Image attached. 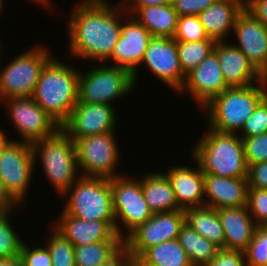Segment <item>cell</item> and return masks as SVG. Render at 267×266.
I'll return each instance as SVG.
<instances>
[{"mask_svg": "<svg viewBox=\"0 0 267 266\" xmlns=\"http://www.w3.org/2000/svg\"><path fill=\"white\" fill-rule=\"evenodd\" d=\"M132 16L147 28L152 37L173 38L175 35L179 16L171 3L142 7Z\"/></svg>", "mask_w": 267, "mask_h": 266, "instance_id": "obj_26", "label": "cell"}, {"mask_svg": "<svg viewBox=\"0 0 267 266\" xmlns=\"http://www.w3.org/2000/svg\"><path fill=\"white\" fill-rule=\"evenodd\" d=\"M185 222L208 241L224 249L225 235L217 209L202 206L184 210Z\"/></svg>", "mask_w": 267, "mask_h": 266, "instance_id": "obj_27", "label": "cell"}, {"mask_svg": "<svg viewBox=\"0 0 267 266\" xmlns=\"http://www.w3.org/2000/svg\"><path fill=\"white\" fill-rule=\"evenodd\" d=\"M178 241L193 266H204L210 263L220 250L217 245L201 236L186 222L180 229Z\"/></svg>", "mask_w": 267, "mask_h": 266, "instance_id": "obj_30", "label": "cell"}, {"mask_svg": "<svg viewBox=\"0 0 267 266\" xmlns=\"http://www.w3.org/2000/svg\"><path fill=\"white\" fill-rule=\"evenodd\" d=\"M12 141L6 136L3 130L0 129V155L3 153L7 145Z\"/></svg>", "mask_w": 267, "mask_h": 266, "instance_id": "obj_48", "label": "cell"}, {"mask_svg": "<svg viewBox=\"0 0 267 266\" xmlns=\"http://www.w3.org/2000/svg\"><path fill=\"white\" fill-rule=\"evenodd\" d=\"M208 128L192 150L201 171L218 177L247 178L248 166L241 137Z\"/></svg>", "mask_w": 267, "mask_h": 266, "instance_id": "obj_3", "label": "cell"}, {"mask_svg": "<svg viewBox=\"0 0 267 266\" xmlns=\"http://www.w3.org/2000/svg\"><path fill=\"white\" fill-rule=\"evenodd\" d=\"M120 266H141L136 260L126 258Z\"/></svg>", "mask_w": 267, "mask_h": 266, "instance_id": "obj_50", "label": "cell"}, {"mask_svg": "<svg viewBox=\"0 0 267 266\" xmlns=\"http://www.w3.org/2000/svg\"><path fill=\"white\" fill-rule=\"evenodd\" d=\"M266 95L267 90L259 83L225 89L202 107L207 112L208 126L219 132L240 133Z\"/></svg>", "mask_w": 267, "mask_h": 266, "instance_id": "obj_4", "label": "cell"}, {"mask_svg": "<svg viewBox=\"0 0 267 266\" xmlns=\"http://www.w3.org/2000/svg\"><path fill=\"white\" fill-rule=\"evenodd\" d=\"M224 230V249L244 251L257 227L247 206L217 209Z\"/></svg>", "mask_w": 267, "mask_h": 266, "instance_id": "obj_24", "label": "cell"}, {"mask_svg": "<svg viewBox=\"0 0 267 266\" xmlns=\"http://www.w3.org/2000/svg\"><path fill=\"white\" fill-rule=\"evenodd\" d=\"M176 41L195 42L213 40L207 35L198 15L179 16L177 28L173 37Z\"/></svg>", "mask_w": 267, "mask_h": 266, "instance_id": "obj_33", "label": "cell"}, {"mask_svg": "<svg viewBox=\"0 0 267 266\" xmlns=\"http://www.w3.org/2000/svg\"><path fill=\"white\" fill-rule=\"evenodd\" d=\"M4 6H5L4 0H0V13L2 10H4Z\"/></svg>", "mask_w": 267, "mask_h": 266, "instance_id": "obj_52", "label": "cell"}, {"mask_svg": "<svg viewBox=\"0 0 267 266\" xmlns=\"http://www.w3.org/2000/svg\"><path fill=\"white\" fill-rule=\"evenodd\" d=\"M18 205L11 199L5 191L2 180L0 179V215L11 213Z\"/></svg>", "mask_w": 267, "mask_h": 266, "instance_id": "obj_45", "label": "cell"}, {"mask_svg": "<svg viewBox=\"0 0 267 266\" xmlns=\"http://www.w3.org/2000/svg\"><path fill=\"white\" fill-rule=\"evenodd\" d=\"M215 0H171V5L178 16L198 15Z\"/></svg>", "mask_w": 267, "mask_h": 266, "instance_id": "obj_40", "label": "cell"}, {"mask_svg": "<svg viewBox=\"0 0 267 266\" xmlns=\"http://www.w3.org/2000/svg\"><path fill=\"white\" fill-rule=\"evenodd\" d=\"M0 266H22L20 255L0 258Z\"/></svg>", "mask_w": 267, "mask_h": 266, "instance_id": "obj_46", "label": "cell"}, {"mask_svg": "<svg viewBox=\"0 0 267 266\" xmlns=\"http://www.w3.org/2000/svg\"><path fill=\"white\" fill-rule=\"evenodd\" d=\"M46 246L50 252L52 266H76L74 245L52 228Z\"/></svg>", "mask_w": 267, "mask_h": 266, "instance_id": "obj_32", "label": "cell"}, {"mask_svg": "<svg viewBox=\"0 0 267 266\" xmlns=\"http://www.w3.org/2000/svg\"><path fill=\"white\" fill-rule=\"evenodd\" d=\"M214 45V40L177 41L178 58L183 73L186 74L196 68L214 50Z\"/></svg>", "mask_w": 267, "mask_h": 266, "instance_id": "obj_31", "label": "cell"}, {"mask_svg": "<svg viewBox=\"0 0 267 266\" xmlns=\"http://www.w3.org/2000/svg\"><path fill=\"white\" fill-rule=\"evenodd\" d=\"M142 63L173 91L178 92L180 90L185 74L181 70L177 41L174 38L152 37Z\"/></svg>", "mask_w": 267, "mask_h": 266, "instance_id": "obj_16", "label": "cell"}, {"mask_svg": "<svg viewBox=\"0 0 267 266\" xmlns=\"http://www.w3.org/2000/svg\"><path fill=\"white\" fill-rule=\"evenodd\" d=\"M233 32L238 40L234 45L259 70L267 58V28L244 8L235 21Z\"/></svg>", "mask_w": 267, "mask_h": 266, "instance_id": "obj_19", "label": "cell"}, {"mask_svg": "<svg viewBox=\"0 0 267 266\" xmlns=\"http://www.w3.org/2000/svg\"><path fill=\"white\" fill-rule=\"evenodd\" d=\"M76 266H109L123 252V241H103L74 246Z\"/></svg>", "mask_w": 267, "mask_h": 266, "instance_id": "obj_28", "label": "cell"}, {"mask_svg": "<svg viewBox=\"0 0 267 266\" xmlns=\"http://www.w3.org/2000/svg\"><path fill=\"white\" fill-rule=\"evenodd\" d=\"M10 214L0 215V258L19 255L23 244L21 236H18L11 225Z\"/></svg>", "mask_w": 267, "mask_h": 266, "instance_id": "obj_35", "label": "cell"}, {"mask_svg": "<svg viewBox=\"0 0 267 266\" xmlns=\"http://www.w3.org/2000/svg\"><path fill=\"white\" fill-rule=\"evenodd\" d=\"M164 173L170 180L181 210L204 206V173L198 164L197 169L172 166Z\"/></svg>", "mask_w": 267, "mask_h": 266, "instance_id": "obj_22", "label": "cell"}, {"mask_svg": "<svg viewBox=\"0 0 267 266\" xmlns=\"http://www.w3.org/2000/svg\"><path fill=\"white\" fill-rule=\"evenodd\" d=\"M34 170L32 145L12 139L0 155V179L5 191L18 206L26 201Z\"/></svg>", "mask_w": 267, "mask_h": 266, "instance_id": "obj_11", "label": "cell"}, {"mask_svg": "<svg viewBox=\"0 0 267 266\" xmlns=\"http://www.w3.org/2000/svg\"><path fill=\"white\" fill-rule=\"evenodd\" d=\"M184 223V210L153 214L149 220L138 225L123 239L125 256L136 260L146 249L178 239Z\"/></svg>", "mask_w": 267, "mask_h": 266, "instance_id": "obj_12", "label": "cell"}, {"mask_svg": "<svg viewBox=\"0 0 267 266\" xmlns=\"http://www.w3.org/2000/svg\"><path fill=\"white\" fill-rule=\"evenodd\" d=\"M54 56L45 64L32 94L34 101L60 126L78 103V70Z\"/></svg>", "mask_w": 267, "mask_h": 266, "instance_id": "obj_2", "label": "cell"}, {"mask_svg": "<svg viewBox=\"0 0 267 266\" xmlns=\"http://www.w3.org/2000/svg\"><path fill=\"white\" fill-rule=\"evenodd\" d=\"M2 103L7 106L9 119L21 136L18 141L32 144L53 136L60 129V125L32 97H12Z\"/></svg>", "mask_w": 267, "mask_h": 266, "instance_id": "obj_13", "label": "cell"}, {"mask_svg": "<svg viewBox=\"0 0 267 266\" xmlns=\"http://www.w3.org/2000/svg\"><path fill=\"white\" fill-rule=\"evenodd\" d=\"M247 207L257 226H267V189L249 188Z\"/></svg>", "mask_w": 267, "mask_h": 266, "instance_id": "obj_38", "label": "cell"}, {"mask_svg": "<svg viewBox=\"0 0 267 266\" xmlns=\"http://www.w3.org/2000/svg\"><path fill=\"white\" fill-rule=\"evenodd\" d=\"M122 4L125 12L128 15H133L139 8L151 5H165L170 4L171 0H123L119 2Z\"/></svg>", "mask_w": 267, "mask_h": 266, "instance_id": "obj_44", "label": "cell"}, {"mask_svg": "<svg viewBox=\"0 0 267 266\" xmlns=\"http://www.w3.org/2000/svg\"><path fill=\"white\" fill-rule=\"evenodd\" d=\"M259 84H261L267 90V58L266 62L258 70Z\"/></svg>", "mask_w": 267, "mask_h": 266, "instance_id": "obj_47", "label": "cell"}, {"mask_svg": "<svg viewBox=\"0 0 267 266\" xmlns=\"http://www.w3.org/2000/svg\"><path fill=\"white\" fill-rule=\"evenodd\" d=\"M204 266H247L243 251L220 249L216 257Z\"/></svg>", "mask_w": 267, "mask_h": 266, "instance_id": "obj_41", "label": "cell"}, {"mask_svg": "<svg viewBox=\"0 0 267 266\" xmlns=\"http://www.w3.org/2000/svg\"><path fill=\"white\" fill-rule=\"evenodd\" d=\"M55 222L53 228L74 246L103 241H123L107 221L83 220L60 211Z\"/></svg>", "mask_w": 267, "mask_h": 266, "instance_id": "obj_18", "label": "cell"}, {"mask_svg": "<svg viewBox=\"0 0 267 266\" xmlns=\"http://www.w3.org/2000/svg\"><path fill=\"white\" fill-rule=\"evenodd\" d=\"M62 195L67 197L63 212L83 220L107 221L115 229L110 179L80 176Z\"/></svg>", "mask_w": 267, "mask_h": 266, "instance_id": "obj_6", "label": "cell"}, {"mask_svg": "<svg viewBox=\"0 0 267 266\" xmlns=\"http://www.w3.org/2000/svg\"><path fill=\"white\" fill-rule=\"evenodd\" d=\"M34 2V4L36 3L37 5H39V6H43L45 9L47 8V9H51V8H53L52 7V2L51 1H49V0H30V2Z\"/></svg>", "mask_w": 267, "mask_h": 266, "instance_id": "obj_49", "label": "cell"}, {"mask_svg": "<svg viewBox=\"0 0 267 266\" xmlns=\"http://www.w3.org/2000/svg\"><path fill=\"white\" fill-rule=\"evenodd\" d=\"M114 133L72 139L81 176L110 179L123 175L116 173L120 149Z\"/></svg>", "mask_w": 267, "mask_h": 266, "instance_id": "obj_9", "label": "cell"}, {"mask_svg": "<svg viewBox=\"0 0 267 266\" xmlns=\"http://www.w3.org/2000/svg\"><path fill=\"white\" fill-rule=\"evenodd\" d=\"M124 252L109 266H120L121 263L126 259Z\"/></svg>", "mask_w": 267, "mask_h": 266, "instance_id": "obj_51", "label": "cell"}, {"mask_svg": "<svg viewBox=\"0 0 267 266\" xmlns=\"http://www.w3.org/2000/svg\"><path fill=\"white\" fill-rule=\"evenodd\" d=\"M228 88L217 53L213 50L196 68L185 74L183 85L177 93L188 92L202 109L213 97Z\"/></svg>", "mask_w": 267, "mask_h": 266, "instance_id": "obj_17", "label": "cell"}, {"mask_svg": "<svg viewBox=\"0 0 267 266\" xmlns=\"http://www.w3.org/2000/svg\"><path fill=\"white\" fill-rule=\"evenodd\" d=\"M134 179V180H133ZM130 178L125 174L110 178L113 211L115 215V230L118 236L125 238L138 225L149 220L153 213L145 202L141 187V179ZM126 233H122L121 225ZM121 221V222H120Z\"/></svg>", "mask_w": 267, "mask_h": 266, "instance_id": "obj_10", "label": "cell"}, {"mask_svg": "<svg viewBox=\"0 0 267 266\" xmlns=\"http://www.w3.org/2000/svg\"><path fill=\"white\" fill-rule=\"evenodd\" d=\"M245 8V0H215V2L198 14L200 23L210 39L215 42L225 41L233 31L238 15ZM228 35V36H227Z\"/></svg>", "mask_w": 267, "mask_h": 266, "instance_id": "obj_23", "label": "cell"}, {"mask_svg": "<svg viewBox=\"0 0 267 266\" xmlns=\"http://www.w3.org/2000/svg\"><path fill=\"white\" fill-rule=\"evenodd\" d=\"M248 179L204 174V206L214 209L247 206ZM207 196V197H206Z\"/></svg>", "mask_w": 267, "mask_h": 266, "instance_id": "obj_20", "label": "cell"}, {"mask_svg": "<svg viewBox=\"0 0 267 266\" xmlns=\"http://www.w3.org/2000/svg\"><path fill=\"white\" fill-rule=\"evenodd\" d=\"M151 38L152 35L147 28L133 16L128 15L122 21L121 34L117 44L104 63L106 64L110 60L113 61V66L128 69L133 75L136 86L139 74L137 66L141 65Z\"/></svg>", "mask_w": 267, "mask_h": 266, "instance_id": "obj_15", "label": "cell"}, {"mask_svg": "<svg viewBox=\"0 0 267 266\" xmlns=\"http://www.w3.org/2000/svg\"><path fill=\"white\" fill-rule=\"evenodd\" d=\"M245 9L267 28V0H245Z\"/></svg>", "mask_w": 267, "mask_h": 266, "instance_id": "obj_43", "label": "cell"}, {"mask_svg": "<svg viewBox=\"0 0 267 266\" xmlns=\"http://www.w3.org/2000/svg\"><path fill=\"white\" fill-rule=\"evenodd\" d=\"M247 266H267V226H257L251 242L243 251Z\"/></svg>", "mask_w": 267, "mask_h": 266, "instance_id": "obj_34", "label": "cell"}, {"mask_svg": "<svg viewBox=\"0 0 267 266\" xmlns=\"http://www.w3.org/2000/svg\"><path fill=\"white\" fill-rule=\"evenodd\" d=\"M141 187L145 202L153 214L181 210L165 173L157 171L144 174Z\"/></svg>", "mask_w": 267, "mask_h": 266, "instance_id": "obj_25", "label": "cell"}, {"mask_svg": "<svg viewBox=\"0 0 267 266\" xmlns=\"http://www.w3.org/2000/svg\"><path fill=\"white\" fill-rule=\"evenodd\" d=\"M80 72L78 103L110 104L128 95L135 88L132 73L125 68L105 65Z\"/></svg>", "mask_w": 267, "mask_h": 266, "instance_id": "obj_7", "label": "cell"}, {"mask_svg": "<svg viewBox=\"0 0 267 266\" xmlns=\"http://www.w3.org/2000/svg\"><path fill=\"white\" fill-rule=\"evenodd\" d=\"M19 255L22 266H52V259L46 245L30 248L23 242Z\"/></svg>", "mask_w": 267, "mask_h": 266, "instance_id": "obj_39", "label": "cell"}, {"mask_svg": "<svg viewBox=\"0 0 267 266\" xmlns=\"http://www.w3.org/2000/svg\"><path fill=\"white\" fill-rule=\"evenodd\" d=\"M52 57L45 45L38 44L20 53L6 67L0 65V102L12 97H31L43 67Z\"/></svg>", "mask_w": 267, "mask_h": 266, "instance_id": "obj_8", "label": "cell"}, {"mask_svg": "<svg viewBox=\"0 0 267 266\" xmlns=\"http://www.w3.org/2000/svg\"><path fill=\"white\" fill-rule=\"evenodd\" d=\"M247 179L249 188L267 189V161L250 165Z\"/></svg>", "mask_w": 267, "mask_h": 266, "instance_id": "obj_42", "label": "cell"}, {"mask_svg": "<svg viewBox=\"0 0 267 266\" xmlns=\"http://www.w3.org/2000/svg\"><path fill=\"white\" fill-rule=\"evenodd\" d=\"M267 132V95L259 102L251 117L245 121L241 128V133H237L241 138L260 135Z\"/></svg>", "mask_w": 267, "mask_h": 266, "instance_id": "obj_36", "label": "cell"}, {"mask_svg": "<svg viewBox=\"0 0 267 266\" xmlns=\"http://www.w3.org/2000/svg\"><path fill=\"white\" fill-rule=\"evenodd\" d=\"M117 4L111 5L107 0L77 3L67 23L68 51L73 59L104 62L111 55L121 34L122 21L128 16L122 4Z\"/></svg>", "mask_w": 267, "mask_h": 266, "instance_id": "obj_1", "label": "cell"}, {"mask_svg": "<svg viewBox=\"0 0 267 266\" xmlns=\"http://www.w3.org/2000/svg\"><path fill=\"white\" fill-rule=\"evenodd\" d=\"M31 145L35 167L36 160L41 159L49 184L62 195L81 176L74 141L60 128L53 136Z\"/></svg>", "mask_w": 267, "mask_h": 266, "instance_id": "obj_5", "label": "cell"}, {"mask_svg": "<svg viewBox=\"0 0 267 266\" xmlns=\"http://www.w3.org/2000/svg\"><path fill=\"white\" fill-rule=\"evenodd\" d=\"M220 68L229 87H245L259 83L258 70L248 58L230 42H215Z\"/></svg>", "mask_w": 267, "mask_h": 266, "instance_id": "obj_21", "label": "cell"}, {"mask_svg": "<svg viewBox=\"0 0 267 266\" xmlns=\"http://www.w3.org/2000/svg\"><path fill=\"white\" fill-rule=\"evenodd\" d=\"M136 261L141 266H193L178 239L146 249Z\"/></svg>", "mask_w": 267, "mask_h": 266, "instance_id": "obj_29", "label": "cell"}, {"mask_svg": "<svg viewBox=\"0 0 267 266\" xmlns=\"http://www.w3.org/2000/svg\"><path fill=\"white\" fill-rule=\"evenodd\" d=\"M110 104L77 103L60 128L72 139L115 132L116 111Z\"/></svg>", "mask_w": 267, "mask_h": 266, "instance_id": "obj_14", "label": "cell"}, {"mask_svg": "<svg viewBox=\"0 0 267 266\" xmlns=\"http://www.w3.org/2000/svg\"><path fill=\"white\" fill-rule=\"evenodd\" d=\"M241 139L248 167L255 163L267 161V132Z\"/></svg>", "mask_w": 267, "mask_h": 266, "instance_id": "obj_37", "label": "cell"}]
</instances>
